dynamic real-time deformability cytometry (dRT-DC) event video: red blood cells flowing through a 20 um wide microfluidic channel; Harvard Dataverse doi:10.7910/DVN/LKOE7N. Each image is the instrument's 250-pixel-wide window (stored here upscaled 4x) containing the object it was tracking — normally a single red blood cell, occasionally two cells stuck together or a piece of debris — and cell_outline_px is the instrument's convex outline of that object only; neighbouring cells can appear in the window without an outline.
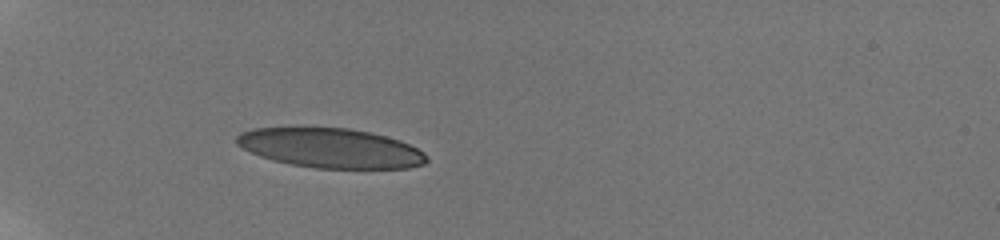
{"species": "human", "species_latin": "Homo sapiens", "temperature_condition": "room temperature", "stored_images_in_passage": 26, "camera_frame_rate_fps": 3000, "um_per_image_px": 0.085, "donor": {"sex": "male"}, "frame": {"image": 1, "passage_image": 12, "time_ms": 3.667, "image_size_px": [1000, 240], "cell_outline_px": [[428, 160], [424, 164], [408, 168], [316, 168], [292, 164], [272, 160], [260, 156], [236, 144], [236, 136], [240, 132], [256, 128], [348, 128], [368, 132], [400, 140], [424, 152]], "centroid_in_image_um": [28.1, 12.59], "position_along_channel_um": 56.9, "area_um2": 43.41}}